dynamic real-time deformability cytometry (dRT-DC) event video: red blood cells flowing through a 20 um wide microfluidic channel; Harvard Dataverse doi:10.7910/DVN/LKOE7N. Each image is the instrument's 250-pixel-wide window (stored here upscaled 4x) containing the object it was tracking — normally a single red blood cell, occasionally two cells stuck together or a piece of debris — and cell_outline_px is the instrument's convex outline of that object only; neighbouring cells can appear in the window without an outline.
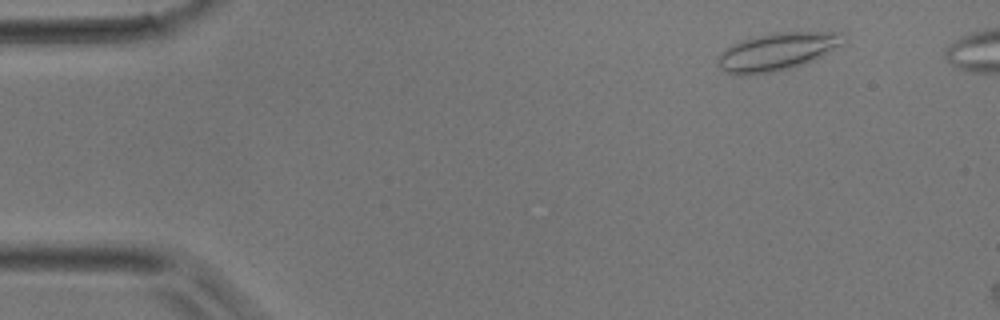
{"species": "common noctule bat (a hibernating species)", "species_latin": "Nyctalus noctula", "temperature_condition": "room temperature", "stored_images_in_passage": 3, "camera_frame_rate_fps": 3000, "um_per_image_px": 0.085, "animal": {"sex": "male", "body_mass_g": 17.9}, "frame": {"image": 1, "passage_image": 1, "time_ms": 0.0, "image_size_px": [1000, 320], "cell_outline_px": [[848, 40], [844, 44], [804, 64], [772, 72], [740, 76], [724, 72], [716, 64], [716, 60], [720, 52], [740, 40], [756, 36], [776, 32], [844, 32]], "centroid_in_image_um": [66.04, 4.38], "position_along_channel_um": 19.0, "area_um2": 27.8}}